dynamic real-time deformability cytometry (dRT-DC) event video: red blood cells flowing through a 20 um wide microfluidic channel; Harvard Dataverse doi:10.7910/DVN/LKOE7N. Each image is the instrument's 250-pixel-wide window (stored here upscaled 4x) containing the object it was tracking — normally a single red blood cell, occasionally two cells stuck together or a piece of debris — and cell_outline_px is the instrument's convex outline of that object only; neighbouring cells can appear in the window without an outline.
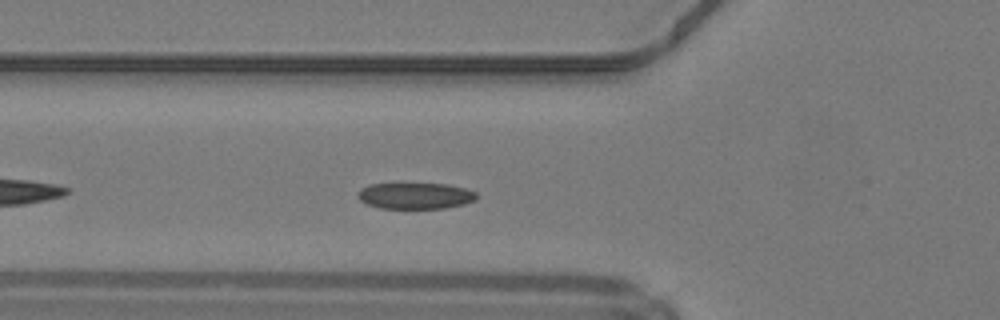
{"species": "common noctule bat (a hibernating species)", "species_latin": "Nyctalus noctula", "temperature_condition": "warm", "stored_images_in_passage": 32, "camera_frame_rate_fps": 3000, "um_per_image_px": 0.085, "animal": {"sex": "male", "body_mass_g": 19.2, "forearm_length_mm": 51.8}, "frame": {"image": 1, "passage_image": 5, "time_ms": 1.333, "image_size_px": [1000, 320], "cell_outline_px": [[480, 196], [476, 200], [464, 204], [444, 208], [380, 208], [368, 204], [360, 200], [356, 196], [360, 188], [372, 184], [448, 184], [464, 188], [476, 192]], "centroid_in_image_um": [35.33, 16.64], "position_along_channel_um": 90.5, "area_um2": 18.15}, "authors_computed_cell_mechanics": {"area_um2": 18.5538, "velocity_mm_per_s": 4.162, "shape_relaxation_time_tau1_ms": 3.2834, "shape_relaxation_time_tau2_ms": null, "deformation_change_tau1": 0.0883, "deformation_change_tau2": null}}